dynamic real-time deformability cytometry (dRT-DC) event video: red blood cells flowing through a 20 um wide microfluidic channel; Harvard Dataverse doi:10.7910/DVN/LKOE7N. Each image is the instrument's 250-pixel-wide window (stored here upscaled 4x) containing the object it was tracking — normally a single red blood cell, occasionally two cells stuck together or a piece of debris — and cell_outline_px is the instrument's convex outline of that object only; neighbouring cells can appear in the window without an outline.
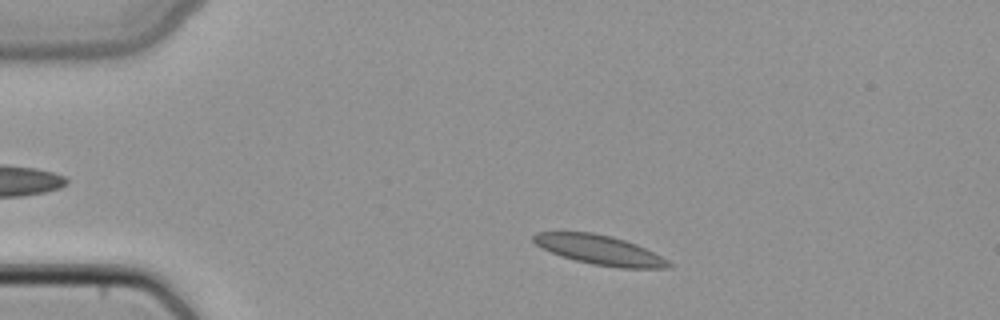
{"species": "common noctule bat (a hibernating species)", "species_latin": "Nyctalus noctula", "temperature_condition": "cold", "stored_images_in_passage": 44, "camera_frame_rate_fps": 3000, "um_per_image_px": 0.085, "animal": {"sex": "female", "body_mass_g": 22.7, "forearm_length_mm": 54.2}, "frame": {"image": 1, "passage_image": 5, "time_ms": 1.333, "image_size_px": [1000, 320], "cell_outline_px": [[672, 268], [620, 268], [592, 264], [560, 256], [536, 244], [532, 240], [532, 236], [536, 232], [592, 232], [612, 236], [636, 244], [668, 260], [672, 264]], "centroid_in_image_um": [50.97, 21.25], "position_along_channel_um": 34.0, "area_um2": 23.06}}
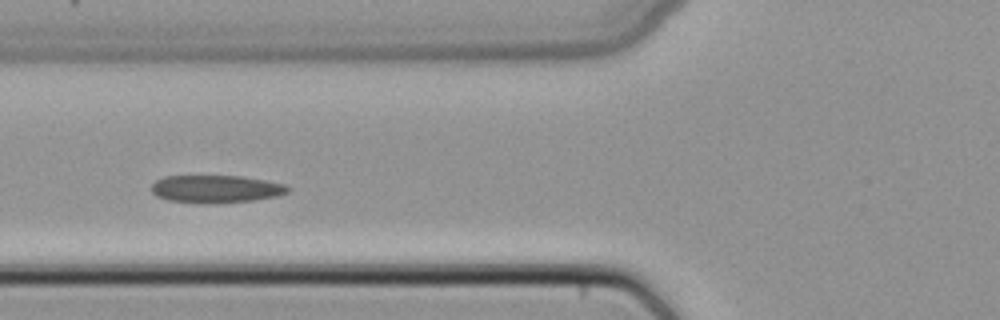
{"frame": {"image": 2, "passage_image": 14, "time_ms": 4.333, "image_size_px": [1000, 320], "cell_outline_px": [[292, 188], [288, 192], [276, 196], [252, 200], [168, 200], [156, 196], [152, 192], [152, 184], [156, 180], [164, 176], [240, 176], [264, 180], [284, 184]], "centroid_in_image_um": [18.37, 16.0], "position_along_channel_um": 107.4, "area_um2": 20.69}}
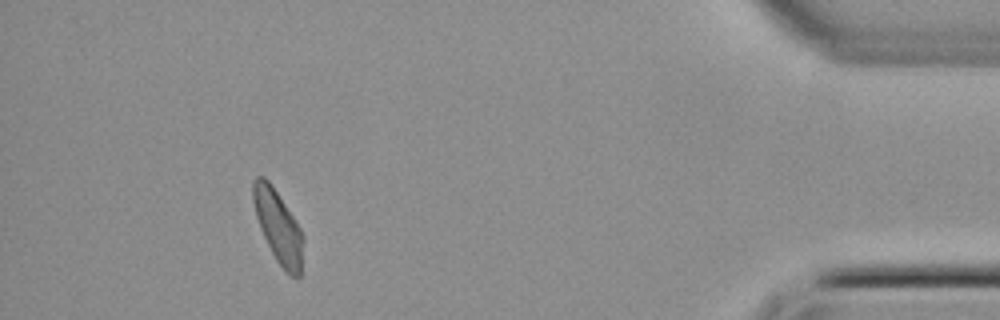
{"frame": {"image": 3, "passage_image": 40, "time_ms": 13.0, "image_size_px": [1000, 320], "cell_outline_px": [[304, 240], [300, 276], [292, 276], [276, 260], [260, 228], [256, 216], [252, 200], [252, 180], [256, 176], [264, 176], [268, 180], [300, 228], [304, 236]], "centroid_in_image_um": [23.63, 19.22], "position_along_channel_um": 411.6, "area_um2": 20.69}}